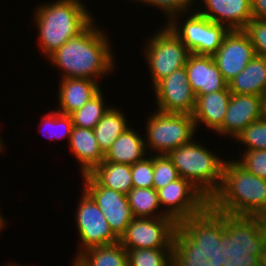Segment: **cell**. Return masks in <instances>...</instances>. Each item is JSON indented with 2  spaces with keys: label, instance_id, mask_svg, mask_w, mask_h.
Masks as SVG:
<instances>
[{
  "label": "cell",
  "instance_id": "6da1fadb",
  "mask_svg": "<svg viewBox=\"0 0 266 266\" xmlns=\"http://www.w3.org/2000/svg\"><path fill=\"white\" fill-rule=\"evenodd\" d=\"M266 244V221L234 216L210 207L190 234V250L206 266H258Z\"/></svg>",
  "mask_w": 266,
  "mask_h": 266
},
{
  "label": "cell",
  "instance_id": "7a4b0ae2",
  "mask_svg": "<svg viewBox=\"0 0 266 266\" xmlns=\"http://www.w3.org/2000/svg\"><path fill=\"white\" fill-rule=\"evenodd\" d=\"M103 29L94 19L81 33L64 43L46 60L59 70L61 78H84L97 82L100 79L101 82L102 78L115 71L116 65L112 41L108 32Z\"/></svg>",
  "mask_w": 266,
  "mask_h": 266
},
{
  "label": "cell",
  "instance_id": "3957f363",
  "mask_svg": "<svg viewBox=\"0 0 266 266\" xmlns=\"http://www.w3.org/2000/svg\"><path fill=\"white\" fill-rule=\"evenodd\" d=\"M85 3L83 0H56L35 7L36 45L45 58L76 37L95 19Z\"/></svg>",
  "mask_w": 266,
  "mask_h": 266
},
{
  "label": "cell",
  "instance_id": "277c9868",
  "mask_svg": "<svg viewBox=\"0 0 266 266\" xmlns=\"http://www.w3.org/2000/svg\"><path fill=\"white\" fill-rule=\"evenodd\" d=\"M209 207L234 216L261 217L266 212V179L250 173L235 158L228 159L221 186L209 200Z\"/></svg>",
  "mask_w": 266,
  "mask_h": 266
},
{
  "label": "cell",
  "instance_id": "5b68a950",
  "mask_svg": "<svg viewBox=\"0 0 266 266\" xmlns=\"http://www.w3.org/2000/svg\"><path fill=\"white\" fill-rule=\"evenodd\" d=\"M195 139H197L196 136L189 143L170 151L167 156L173 162L180 177L188 180L210 200L221 186L226 159L223 155L219 157L213 152L214 150L207 149Z\"/></svg>",
  "mask_w": 266,
  "mask_h": 266
},
{
  "label": "cell",
  "instance_id": "8992f818",
  "mask_svg": "<svg viewBox=\"0 0 266 266\" xmlns=\"http://www.w3.org/2000/svg\"><path fill=\"white\" fill-rule=\"evenodd\" d=\"M119 242L126 250L190 248V235L170 217H135Z\"/></svg>",
  "mask_w": 266,
  "mask_h": 266
},
{
  "label": "cell",
  "instance_id": "52a82bcc",
  "mask_svg": "<svg viewBox=\"0 0 266 266\" xmlns=\"http://www.w3.org/2000/svg\"><path fill=\"white\" fill-rule=\"evenodd\" d=\"M145 147L147 154L167 155L170 151L189 143L197 134L192 115L165 113L158 110L145 121Z\"/></svg>",
  "mask_w": 266,
  "mask_h": 266
},
{
  "label": "cell",
  "instance_id": "ba28073f",
  "mask_svg": "<svg viewBox=\"0 0 266 266\" xmlns=\"http://www.w3.org/2000/svg\"><path fill=\"white\" fill-rule=\"evenodd\" d=\"M157 194L162 211L189 235L208 212L209 200L182 177L157 190Z\"/></svg>",
  "mask_w": 266,
  "mask_h": 266
},
{
  "label": "cell",
  "instance_id": "9c48e42d",
  "mask_svg": "<svg viewBox=\"0 0 266 266\" xmlns=\"http://www.w3.org/2000/svg\"><path fill=\"white\" fill-rule=\"evenodd\" d=\"M143 42L153 87L174 71L185 67L190 51L165 24Z\"/></svg>",
  "mask_w": 266,
  "mask_h": 266
},
{
  "label": "cell",
  "instance_id": "30bf717a",
  "mask_svg": "<svg viewBox=\"0 0 266 266\" xmlns=\"http://www.w3.org/2000/svg\"><path fill=\"white\" fill-rule=\"evenodd\" d=\"M166 25L190 53L198 55L213 56L229 31L225 26L204 17L197 10L176 15Z\"/></svg>",
  "mask_w": 266,
  "mask_h": 266
},
{
  "label": "cell",
  "instance_id": "8fae6325",
  "mask_svg": "<svg viewBox=\"0 0 266 266\" xmlns=\"http://www.w3.org/2000/svg\"><path fill=\"white\" fill-rule=\"evenodd\" d=\"M80 194L74 215L77 236H79L75 258L89 248L119 242V238L111 230L104 213L93 199L84 190Z\"/></svg>",
  "mask_w": 266,
  "mask_h": 266
},
{
  "label": "cell",
  "instance_id": "7c38bea8",
  "mask_svg": "<svg viewBox=\"0 0 266 266\" xmlns=\"http://www.w3.org/2000/svg\"><path fill=\"white\" fill-rule=\"evenodd\" d=\"M81 177L83 180L81 188L104 213L111 230L120 239L129 223L135 218L127 195L101 186L89 173Z\"/></svg>",
  "mask_w": 266,
  "mask_h": 266
},
{
  "label": "cell",
  "instance_id": "4fadbf2b",
  "mask_svg": "<svg viewBox=\"0 0 266 266\" xmlns=\"http://www.w3.org/2000/svg\"><path fill=\"white\" fill-rule=\"evenodd\" d=\"M156 109L165 113H186L192 115L196 96L189 84L185 67L160 80L154 87Z\"/></svg>",
  "mask_w": 266,
  "mask_h": 266
},
{
  "label": "cell",
  "instance_id": "5bb4252c",
  "mask_svg": "<svg viewBox=\"0 0 266 266\" xmlns=\"http://www.w3.org/2000/svg\"><path fill=\"white\" fill-rule=\"evenodd\" d=\"M255 55L254 46L244 30H231L224 36L213 58L224 80L228 83L247 66Z\"/></svg>",
  "mask_w": 266,
  "mask_h": 266
},
{
  "label": "cell",
  "instance_id": "9a60e30c",
  "mask_svg": "<svg viewBox=\"0 0 266 266\" xmlns=\"http://www.w3.org/2000/svg\"><path fill=\"white\" fill-rule=\"evenodd\" d=\"M260 108L261 96L232 93L222 126L215 135L234 140L248 125L261 119Z\"/></svg>",
  "mask_w": 266,
  "mask_h": 266
},
{
  "label": "cell",
  "instance_id": "2e32d148",
  "mask_svg": "<svg viewBox=\"0 0 266 266\" xmlns=\"http://www.w3.org/2000/svg\"><path fill=\"white\" fill-rule=\"evenodd\" d=\"M198 1L199 5L197 6L200 7L196 9L201 15L215 23L225 26L229 31L244 30L247 24L253 19L251 0Z\"/></svg>",
  "mask_w": 266,
  "mask_h": 266
},
{
  "label": "cell",
  "instance_id": "e0dca14e",
  "mask_svg": "<svg viewBox=\"0 0 266 266\" xmlns=\"http://www.w3.org/2000/svg\"><path fill=\"white\" fill-rule=\"evenodd\" d=\"M185 69L195 96L224 90L228 86L211 55L190 53Z\"/></svg>",
  "mask_w": 266,
  "mask_h": 266
},
{
  "label": "cell",
  "instance_id": "ac0fdd59",
  "mask_svg": "<svg viewBox=\"0 0 266 266\" xmlns=\"http://www.w3.org/2000/svg\"><path fill=\"white\" fill-rule=\"evenodd\" d=\"M231 95L227 86L224 90L196 96V105L192 114L196 130L205 126L215 133L222 126Z\"/></svg>",
  "mask_w": 266,
  "mask_h": 266
},
{
  "label": "cell",
  "instance_id": "d6986e66",
  "mask_svg": "<svg viewBox=\"0 0 266 266\" xmlns=\"http://www.w3.org/2000/svg\"><path fill=\"white\" fill-rule=\"evenodd\" d=\"M100 84L91 79L60 78L57 92L59 107L55 110L70 115L102 89Z\"/></svg>",
  "mask_w": 266,
  "mask_h": 266
},
{
  "label": "cell",
  "instance_id": "ffe728a7",
  "mask_svg": "<svg viewBox=\"0 0 266 266\" xmlns=\"http://www.w3.org/2000/svg\"><path fill=\"white\" fill-rule=\"evenodd\" d=\"M68 146L77 163L79 162L80 175L90 173L104 160L93 129L73 126Z\"/></svg>",
  "mask_w": 266,
  "mask_h": 266
},
{
  "label": "cell",
  "instance_id": "44dd1931",
  "mask_svg": "<svg viewBox=\"0 0 266 266\" xmlns=\"http://www.w3.org/2000/svg\"><path fill=\"white\" fill-rule=\"evenodd\" d=\"M127 128L104 155L105 162L132 165L146 157L144 136L135 127Z\"/></svg>",
  "mask_w": 266,
  "mask_h": 266
},
{
  "label": "cell",
  "instance_id": "7402d4cb",
  "mask_svg": "<svg viewBox=\"0 0 266 266\" xmlns=\"http://www.w3.org/2000/svg\"><path fill=\"white\" fill-rule=\"evenodd\" d=\"M228 88L233 94L263 96L266 93V58L255 55L247 66L228 82Z\"/></svg>",
  "mask_w": 266,
  "mask_h": 266
},
{
  "label": "cell",
  "instance_id": "603a6c76",
  "mask_svg": "<svg viewBox=\"0 0 266 266\" xmlns=\"http://www.w3.org/2000/svg\"><path fill=\"white\" fill-rule=\"evenodd\" d=\"M190 248L127 250L128 266H182Z\"/></svg>",
  "mask_w": 266,
  "mask_h": 266
},
{
  "label": "cell",
  "instance_id": "cb8c5ba5",
  "mask_svg": "<svg viewBox=\"0 0 266 266\" xmlns=\"http://www.w3.org/2000/svg\"><path fill=\"white\" fill-rule=\"evenodd\" d=\"M101 186L127 195L133 188L131 165L105 162L89 173Z\"/></svg>",
  "mask_w": 266,
  "mask_h": 266
},
{
  "label": "cell",
  "instance_id": "d4e9b609",
  "mask_svg": "<svg viewBox=\"0 0 266 266\" xmlns=\"http://www.w3.org/2000/svg\"><path fill=\"white\" fill-rule=\"evenodd\" d=\"M126 117L124 112L121 111V108L111 105L109 110L93 129L100 150L104 155L118 136L131 126Z\"/></svg>",
  "mask_w": 266,
  "mask_h": 266
},
{
  "label": "cell",
  "instance_id": "484cf974",
  "mask_svg": "<svg viewBox=\"0 0 266 266\" xmlns=\"http://www.w3.org/2000/svg\"><path fill=\"white\" fill-rule=\"evenodd\" d=\"M72 261L77 266H128L127 250L120 242L89 248Z\"/></svg>",
  "mask_w": 266,
  "mask_h": 266
},
{
  "label": "cell",
  "instance_id": "4316f807",
  "mask_svg": "<svg viewBox=\"0 0 266 266\" xmlns=\"http://www.w3.org/2000/svg\"><path fill=\"white\" fill-rule=\"evenodd\" d=\"M128 203L134 217H168L161 208L157 191L154 188H132L127 194Z\"/></svg>",
  "mask_w": 266,
  "mask_h": 266
},
{
  "label": "cell",
  "instance_id": "83f0119b",
  "mask_svg": "<svg viewBox=\"0 0 266 266\" xmlns=\"http://www.w3.org/2000/svg\"><path fill=\"white\" fill-rule=\"evenodd\" d=\"M103 89L93 96L80 109L71 113L73 126L94 129L111 106L106 104Z\"/></svg>",
  "mask_w": 266,
  "mask_h": 266
},
{
  "label": "cell",
  "instance_id": "f1b7e54d",
  "mask_svg": "<svg viewBox=\"0 0 266 266\" xmlns=\"http://www.w3.org/2000/svg\"><path fill=\"white\" fill-rule=\"evenodd\" d=\"M48 113H45L41 118V125L44 129L42 130L46 138L50 140L67 138V143L69 144L71 132L73 128V120L71 115L60 113L57 110H48Z\"/></svg>",
  "mask_w": 266,
  "mask_h": 266
},
{
  "label": "cell",
  "instance_id": "f546056e",
  "mask_svg": "<svg viewBox=\"0 0 266 266\" xmlns=\"http://www.w3.org/2000/svg\"><path fill=\"white\" fill-rule=\"evenodd\" d=\"M244 147V150H266V121L259 119L248 125L234 142Z\"/></svg>",
  "mask_w": 266,
  "mask_h": 266
},
{
  "label": "cell",
  "instance_id": "4dcf8cb0",
  "mask_svg": "<svg viewBox=\"0 0 266 266\" xmlns=\"http://www.w3.org/2000/svg\"><path fill=\"white\" fill-rule=\"evenodd\" d=\"M131 1V0H130ZM135 3L142 4L143 6H152L155 9H159L160 12L164 13L166 18L165 24L168 23L174 16L187 13L193 10H196L194 7L198 4V0H132ZM194 7V9L192 8Z\"/></svg>",
  "mask_w": 266,
  "mask_h": 266
},
{
  "label": "cell",
  "instance_id": "1f68e13d",
  "mask_svg": "<svg viewBox=\"0 0 266 266\" xmlns=\"http://www.w3.org/2000/svg\"><path fill=\"white\" fill-rule=\"evenodd\" d=\"M179 178L176 167L167 155H154L153 188L156 191Z\"/></svg>",
  "mask_w": 266,
  "mask_h": 266
},
{
  "label": "cell",
  "instance_id": "d6a6232c",
  "mask_svg": "<svg viewBox=\"0 0 266 266\" xmlns=\"http://www.w3.org/2000/svg\"><path fill=\"white\" fill-rule=\"evenodd\" d=\"M134 188H153L154 155L148 154L131 165Z\"/></svg>",
  "mask_w": 266,
  "mask_h": 266
},
{
  "label": "cell",
  "instance_id": "836d02e7",
  "mask_svg": "<svg viewBox=\"0 0 266 266\" xmlns=\"http://www.w3.org/2000/svg\"><path fill=\"white\" fill-rule=\"evenodd\" d=\"M236 161L253 175L266 179V150H243Z\"/></svg>",
  "mask_w": 266,
  "mask_h": 266
},
{
  "label": "cell",
  "instance_id": "e575fe53",
  "mask_svg": "<svg viewBox=\"0 0 266 266\" xmlns=\"http://www.w3.org/2000/svg\"><path fill=\"white\" fill-rule=\"evenodd\" d=\"M256 55L266 58V20L253 18L245 27Z\"/></svg>",
  "mask_w": 266,
  "mask_h": 266
},
{
  "label": "cell",
  "instance_id": "d590c367",
  "mask_svg": "<svg viewBox=\"0 0 266 266\" xmlns=\"http://www.w3.org/2000/svg\"><path fill=\"white\" fill-rule=\"evenodd\" d=\"M253 18L266 20V0H251Z\"/></svg>",
  "mask_w": 266,
  "mask_h": 266
},
{
  "label": "cell",
  "instance_id": "8d00e7d4",
  "mask_svg": "<svg viewBox=\"0 0 266 266\" xmlns=\"http://www.w3.org/2000/svg\"><path fill=\"white\" fill-rule=\"evenodd\" d=\"M182 266H206L191 250H189Z\"/></svg>",
  "mask_w": 266,
  "mask_h": 266
},
{
  "label": "cell",
  "instance_id": "74e56055",
  "mask_svg": "<svg viewBox=\"0 0 266 266\" xmlns=\"http://www.w3.org/2000/svg\"><path fill=\"white\" fill-rule=\"evenodd\" d=\"M261 119L266 121V93L261 96Z\"/></svg>",
  "mask_w": 266,
  "mask_h": 266
},
{
  "label": "cell",
  "instance_id": "f35d334b",
  "mask_svg": "<svg viewBox=\"0 0 266 266\" xmlns=\"http://www.w3.org/2000/svg\"><path fill=\"white\" fill-rule=\"evenodd\" d=\"M259 265L260 266H266V244L261 252V255L259 257Z\"/></svg>",
  "mask_w": 266,
  "mask_h": 266
},
{
  "label": "cell",
  "instance_id": "ab89813d",
  "mask_svg": "<svg viewBox=\"0 0 266 266\" xmlns=\"http://www.w3.org/2000/svg\"><path fill=\"white\" fill-rule=\"evenodd\" d=\"M7 222V220L4 218V216H2L1 215V213H0V233H1V231L4 229V228H6V224H8V223H6Z\"/></svg>",
  "mask_w": 266,
  "mask_h": 266
},
{
  "label": "cell",
  "instance_id": "60d3db41",
  "mask_svg": "<svg viewBox=\"0 0 266 266\" xmlns=\"http://www.w3.org/2000/svg\"><path fill=\"white\" fill-rule=\"evenodd\" d=\"M5 142H3V140H2V135H1V133H0V152L1 153H3V151H4V148H6L4 145Z\"/></svg>",
  "mask_w": 266,
  "mask_h": 266
},
{
  "label": "cell",
  "instance_id": "b9f144b4",
  "mask_svg": "<svg viewBox=\"0 0 266 266\" xmlns=\"http://www.w3.org/2000/svg\"><path fill=\"white\" fill-rule=\"evenodd\" d=\"M16 262H13V263H10V262H8L7 264H5V265H3V266H24V265H21V264H15ZM25 266H27V265H25Z\"/></svg>",
  "mask_w": 266,
  "mask_h": 266
},
{
  "label": "cell",
  "instance_id": "7bdbcfd3",
  "mask_svg": "<svg viewBox=\"0 0 266 266\" xmlns=\"http://www.w3.org/2000/svg\"><path fill=\"white\" fill-rule=\"evenodd\" d=\"M261 217L266 221V212Z\"/></svg>",
  "mask_w": 266,
  "mask_h": 266
},
{
  "label": "cell",
  "instance_id": "ee69618b",
  "mask_svg": "<svg viewBox=\"0 0 266 266\" xmlns=\"http://www.w3.org/2000/svg\"><path fill=\"white\" fill-rule=\"evenodd\" d=\"M71 266H77L73 261H72V264H71Z\"/></svg>",
  "mask_w": 266,
  "mask_h": 266
}]
</instances>
